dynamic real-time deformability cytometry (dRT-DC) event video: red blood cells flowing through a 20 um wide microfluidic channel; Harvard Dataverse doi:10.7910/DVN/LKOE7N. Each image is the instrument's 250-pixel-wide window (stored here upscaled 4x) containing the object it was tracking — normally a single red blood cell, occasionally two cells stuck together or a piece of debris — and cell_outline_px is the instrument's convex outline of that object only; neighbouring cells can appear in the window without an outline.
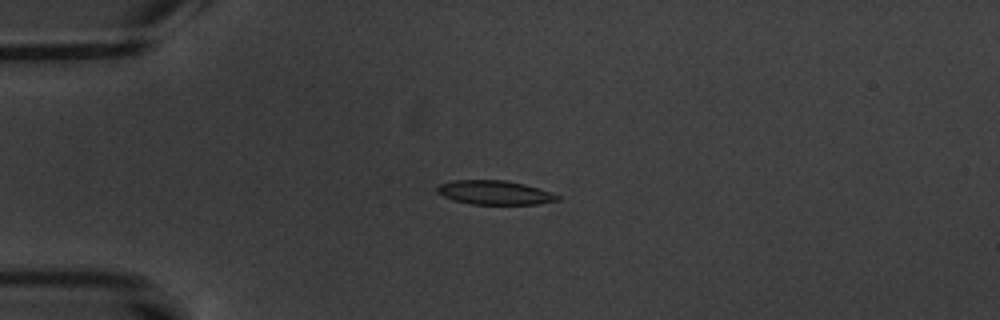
{"species": "common noctule bat (a hibernating species)", "species_latin": "Nyctalus noctula", "temperature_condition": "warm", "stored_images_in_passage": 6, "camera_frame_rate_fps": 3000, "um_per_image_px": 0.085, "animal": {"sex": "male", "body_mass_g": 20.1, "forearm_length_mm": 53.5}, "frame": {"image": 1, "passage_image": 4, "time_ms": 4.333, "image_size_px": [1000, 320], "cell_outline_px": [[560, 200], [540, 204], [472, 204], [452, 200], [436, 192], [436, 188], [440, 184], [456, 180], [504, 180], [524, 184], [552, 192], [560, 196]], "centroid_in_image_um": [42.07, 16.37], "position_along_channel_um": 42.9, "area_um2": 16.88}}